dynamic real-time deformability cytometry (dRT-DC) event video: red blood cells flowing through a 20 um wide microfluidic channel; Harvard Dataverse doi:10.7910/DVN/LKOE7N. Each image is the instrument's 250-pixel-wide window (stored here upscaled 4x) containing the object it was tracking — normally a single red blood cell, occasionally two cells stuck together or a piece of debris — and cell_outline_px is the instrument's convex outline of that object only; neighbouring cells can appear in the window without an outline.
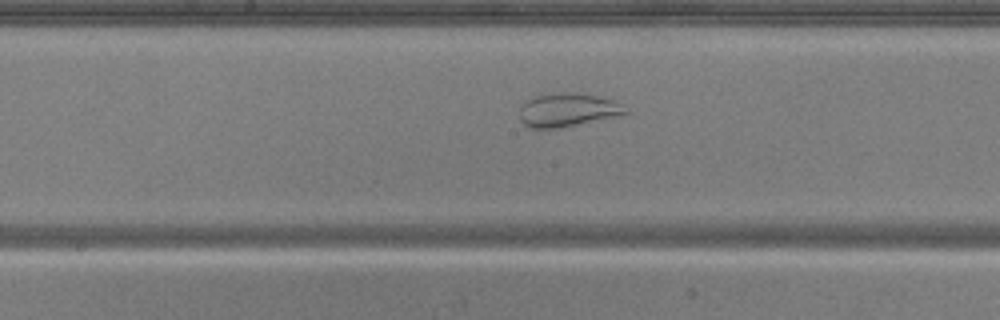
{"species": "common noctule bat (a hibernating species)", "species_latin": "Nyctalus noctula", "temperature_condition": "warm", "stored_images_in_passage": 47, "camera_frame_rate_fps": 3000, "um_per_image_px": 0.085, "animal": {"sex": "male", "body_mass_g": 20.5, "forearm_length_mm": 52.5}, "frame": {"image": 1, "passage_image": 22, "time_ms": 7.0, "image_size_px": [1000, 320], "cell_outline_px": [[628, 112], [616, 116], [556, 128], [532, 128], [524, 124], [520, 120], [520, 108], [524, 100], [536, 96], [564, 92], [568, 92], [596, 96], [612, 100], [620, 104]], "centroid_in_image_um": [48.17, 9.34], "position_along_channel_um": 200.0, "area_um2": 20.11}}
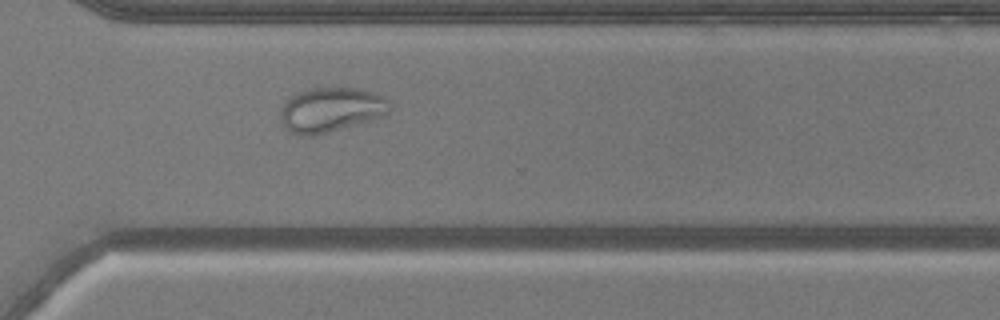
{"frame": {"image": 2, "passage_image": 33, "time_ms": 10.667, "image_size_px": [1000, 320], "cell_outline_px": [[392, 108], [388, 112], [380, 116], [368, 120], [328, 132], [312, 136], [300, 136], [288, 132], [280, 116], [280, 112], [284, 104], [296, 92], [304, 88], [360, 88], [376, 92], [384, 96], [392, 104]], "centroid_in_image_um": [28.13, 9.31], "position_along_channel_um": 342.5, "area_um2": 28.44}}
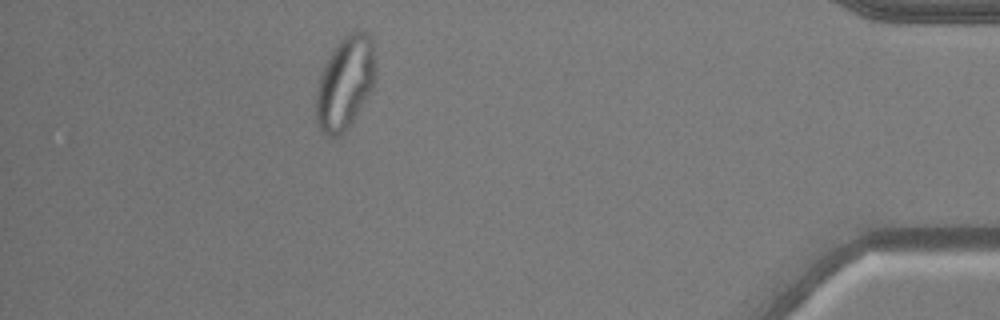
{"frame": {"image": 3, "passage_image": 42, "time_ms": 13.667, "image_size_px": [1000, 320], "cell_outline_px": [[376, 80], [372, 88], [352, 120], [344, 132], [336, 136], [328, 136], [320, 128], [316, 120], [316, 92], [320, 76], [332, 52], [340, 40], [348, 32], [364, 32], [372, 40], [376, 72]], "centroid_in_image_um": [29.34, 7.04], "position_along_channel_um": 405.9, "area_um2": 31.44}}